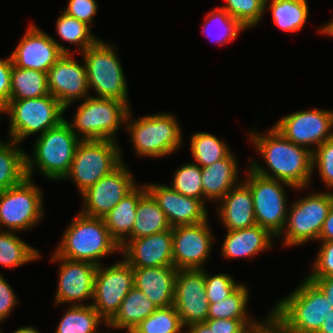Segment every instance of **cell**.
Segmentation results:
<instances>
[{
    "mask_svg": "<svg viewBox=\"0 0 333 333\" xmlns=\"http://www.w3.org/2000/svg\"><path fill=\"white\" fill-rule=\"evenodd\" d=\"M251 139L273 175L256 162H251L250 168L254 172L264 177L286 182L296 189L305 188L313 173L312 152L315 149H307L294 144L274 126L264 136L252 132Z\"/></svg>",
    "mask_w": 333,
    "mask_h": 333,
    "instance_id": "6da1fadb",
    "label": "cell"
},
{
    "mask_svg": "<svg viewBox=\"0 0 333 333\" xmlns=\"http://www.w3.org/2000/svg\"><path fill=\"white\" fill-rule=\"evenodd\" d=\"M274 308L277 327L283 333H317L333 310L323 292L308 278Z\"/></svg>",
    "mask_w": 333,
    "mask_h": 333,
    "instance_id": "7a4b0ae2",
    "label": "cell"
},
{
    "mask_svg": "<svg viewBox=\"0 0 333 333\" xmlns=\"http://www.w3.org/2000/svg\"><path fill=\"white\" fill-rule=\"evenodd\" d=\"M77 216L63 234L55 252L58 257L100 265L99 258L120 250L103 218L90 217L81 212Z\"/></svg>",
    "mask_w": 333,
    "mask_h": 333,
    "instance_id": "3957f363",
    "label": "cell"
},
{
    "mask_svg": "<svg viewBox=\"0 0 333 333\" xmlns=\"http://www.w3.org/2000/svg\"><path fill=\"white\" fill-rule=\"evenodd\" d=\"M81 140L66 119L39 135L33 153L34 160L26 154L27 177H32L33 168H35L33 166L36 164L46 178L65 179L71 169L77 145Z\"/></svg>",
    "mask_w": 333,
    "mask_h": 333,
    "instance_id": "277c9868",
    "label": "cell"
},
{
    "mask_svg": "<svg viewBox=\"0 0 333 333\" xmlns=\"http://www.w3.org/2000/svg\"><path fill=\"white\" fill-rule=\"evenodd\" d=\"M78 106L69 123L75 134L82 140H111L122 122H127L130 117V109L126 102L112 98H99L88 96ZM77 131V133H76ZM80 132V133H79Z\"/></svg>",
    "mask_w": 333,
    "mask_h": 333,
    "instance_id": "5b68a950",
    "label": "cell"
},
{
    "mask_svg": "<svg viewBox=\"0 0 333 333\" xmlns=\"http://www.w3.org/2000/svg\"><path fill=\"white\" fill-rule=\"evenodd\" d=\"M65 107L50 93L23 100H10L2 112L10 115V135L19 143L25 137L39 132L40 135L60 124Z\"/></svg>",
    "mask_w": 333,
    "mask_h": 333,
    "instance_id": "8992f818",
    "label": "cell"
},
{
    "mask_svg": "<svg viewBox=\"0 0 333 333\" xmlns=\"http://www.w3.org/2000/svg\"><path fill=\"white\" fill-rule=\"evenodd\" d=\"M118 145L111 140H81L74 153L71 169L65 176L75 181L81 194L110 174L123 161Z\"/></svg>",
    "mask_w": 333,
    "mask_h": 333,
    "instance_id": "52a82bcc",
    "label": "cell"
},
{
    "mask_svg": "<svg viewBox=\"0 0 333 333\" xmlns=\"http://www.w3.org/2000/svg\"><path fill=\"white\" fill-rule=\"evenodd\" d=\"M111 45L98 40L83 51L89 89L99 98H112L128 104L127 84L121 63Z\"/></svg>",
    "mask_w": 333,
    "mask_h": 333,
    "instance_id": "ba28073f",
    "label": "cell"
},
{
    "mask_svg": "<svg viewBox=\"0 0 333 333\" xmlns=\"http://www.w3.org/2000/svg\"><path fill=\"white\" fill-rule=\"evenodd\" d=\"M131 122L127 128L138 155L161 157L179 149L182 135L173 115L158 113Z\"/></svg>",
    "mask_w": 333,
    "mask_h": 333,
    "instance_id": "9c48e42d",
    "label": "cell"
},
{
    "mask_svg": "<svg viewBox=\"0 0 333 333\" xmlns=\"http://www.w3.org/2000/svg\"><path fill=\"white\" fill-rule=\"evenodd\" d=\"M245 183L250 187L256 223L268 229L275 237L283 234L288 214L283 184H290L264 177L251 168Z\"/></svg>",
    "mask_w": 333,
    "mask_h": 333,
    "instance_id": "30bf717a",
    "label": "cell"
},
{
    "mask_svg": "<svg viewBox=\"0 0 333 333\" xmlns=\"http://www.w3.org/2000/svg\"><path fill=\"white\" fill-rule=\"evenodd\" d=\"M333 203V193L311 194L293 203L288 210L284 245H301L318 240L324 221Z\"/></svg>",
    "mask_w": 333,
    "mask_h": 333,
    "instance_id": "8fae6325",
    "label": "cell"
},
{
    "mask_svg": "<svg viewBox=\"0 0 333 333\" xmlns=\"http://www.w3.org/2000/svg\"><path fill=\"white\" fill-rule=\"evenodd\" d=\"M40 189L26 177L21 183L0 192V226L12 230L33 227L43 215Z\"/></svg>",
    "mask_w": 333,
    "mask_h": 333,
    "instance_id": "7c38bea8",
    "label": "cell"
},
{
    "mask_svg": "<svg viewBox=\"0 0 333 333\" xmlns=\"http://www.w3.org/2000/svg\"><path fill=\"white\" fill-rule=\"evenodd\" d=\"M98 265L91 305L106 323L115 315L121 302L134 287V272L125 260L107 268Z\"/></svg>",
    "mask_w": 333,
    "mask_h": 333,
    "instance_id": "4fadbf2b",
    "label": "cell"
},
{
    "mask_svg": "<svg viewBox=\"0 0 333 333\" xmlns=\"http://www.w3.org/2000/svg\"><path fill=\"white\" fill-rule=\"evenodd\" d=\"M203 269H178L175 279L174 301L184 326L207 320L209 302Z\"/></svg>",
    "mask_w": 333,
    "mask_h": 333,
    "instance_id": "5bb4252c",
    "label": "cell"
},
{
    "mask_svg": "<svg viewBox=\"0 0 333 333\" xmlns=\"http://www.w3.org/2000/svg\"><path fill=\"white\" fill-rule=\"evenodd\" d=\"M123 162L110 174L82 193V214L104 218L135 187L133 178Z\"/></svg>",
    "mask_w": 333,
    "mask_h": 333,
    "instance_id": "9a60e30c",
    "label": "cell"
},
{
    "mask_svg": "<svg viewBox=\"0 0 333 333\" xmlns=\"http://www.w3.org/2000/svg\"><path fill=\"white\" fill-rule=\"evenodd\" d=\"M289 141L299 146L317 145L333 138V112L312 109L284 116L274 126Z\"/></svg>",
    "mask_w": 333,
    "mask_h": 333,
    "instance_id": "2e32d148",
    "label": "cell"
},
{
    "mask_svg": "<svg viewBox=\"0 0 333 333\" xmlns=\"http://www.w3.org/2000/svg\"><path fill=\"white\" fill-rule=\"evenodd\" d=\"M72 53L50 35L31 25L10 56L13 65L18 68L47 73L63 54Z\"/></svg>",
    "mask_w": 333,
    "mask_h": 333,
    "instance_id": "e0dca14e",
    "label": "cell"
},
{
    "mask_svg": "<svg viewBox=\"0 0 333 333\" xmlns=\"http://www.w3.org/2000/svg\"><path fill=\"white\" fill-rule=\"evenodd\" d=\"M207 222L172 228L173 267L177 270L202 268L213 240Z\"/></svg>",
    "mask_w": 333,
    "mask_h": 333,
    "instance_id": "ac0fdd59",
    "label": "cell"
},
{
    "mask_svg": "<svg viewBox=\"0 0 333 333\" xmlns=\"http://www.w3.org/2000/svg\"><path fill=\"white\" fill-rule=\"evenodd\" d=\"M120 250L132 268L173 267L172 228L122 242Z\"/></svg>",
    "mask_w": 333,
    "mask_h": 333,
    "instance_id": "d6986e66",
    "label": "cell"
},
{
    "mask_svg": "<svg viewBox=\"0 0 333 333\" xmlns=\"http://www.w3.org/2000/svg\"><path fill=\"white\" fill-rule=\"evenodd\" d=\"M49 93L67 109L77 98L87 97L89 90L86 65L81 66L71 54H63L47 72Z\"/></svg>",
    "mask_w": 333,
    "mask_h": 333,
    "instance_id": "ffe728a7",
    "label": "cell"
},
{
    "mask_svg": "<svg viewBox=\"0 0 333 333\" xmlns=\"http://www.w3.org/2000/svg\"><path fill=\"white\" fill-rule=\"evenodd\" d=\"M52 261L61 263L59 284L56 292V304L82 301L93 298L94 281L98 265L87 261L58 257L55 253Z\"/></svg>",
    "mask_w": 333,
    "mask_h": 333,
    "instance_id": "44dd1931",
    "label": "cell"
},
{
    "mask_svg": "<svg viewBox=\"0 0 333 333\" xmlns=\"http://www.w3.org/2000/svg\"><path fill=\"white\" fill-rule=\"evenodd\" d=\"M146 188L165 213L172 228L207 221V212L202 200L185 196L171 186L147 184Z\"/></svg>",
    "mask_w": 333,
    "mask_h": 333,
    "instance_id": "7402d4cb",
    "label": "cell"
},
{
    "mask_svg": "<svg viewBox=\"0 0 333 333\" xmlns=\"http://www.w3.org/2000/svg\"><path fill=\"white\" fill-rule=\"evenodd\" d=\"M134 287L142 291L157 308L173 305L175 267L133 268Z\"/></svg>",
    "mask_w": 333,
    "mask_h": 333,
    "instance_id": "603a6c76",
    "label": "cell"
},
{
    "mask_svg": "<svg viewBox=\"0 0 333 333\" xmlns=\"http://www.w3.org/2000/svg\"><path fill=\"white\" fill-rule=\"evenodd\" d=\"M242 183L233 187L221 199L219 216L227 231L241 230L257 224L250 187L245 182Z\"/></svg>",
    "mask_w": 333,
    "mask_h": 333,
    "instance_id": "cb8c5ba5",
    "label": "cell"
},
{
    "mask_svg": "<svg viewBox=\"0 0 333 333\" xmlns=\"http://www.w3.org/2000/svg\"><path fill=\"white\" fill-rule=\"evenodd\" d=\"M273 234L266 228L254 226L227 231L222 245V255L226 258L254 257L259 252L271 248Z\"/></svg>",
    "mask_w": 333,
    "mask_h": 333,
    "instance_id": "d4e9b609",
    "label": "cell"
},
{
    "mask_svg": "<svg viewBox=\"0 0 333 333\" xmlns=\"http://www.w3.org/2000/svg\"><path fill=\"white\" fill-rule=\"evenodd\" d=\"M237 163L231 152L223 159L201 167L204 199H222L237 182Z\"/></svg>",
    "mask_w": 333,
    "mask_h": 333,
    "instance_id": "484cf974",
    "label": "cell"
},
{
    "mask_svg": "<svg viewBox=\"0 0 333 333\" xmlns=\"http://www.w3.org/2000/svg\"><path fill=\"white\" fill-rule=\"evenodd\" d=\"M146 192V186L135 187L103 218L111 237L119 245L127 242L125 236L132 232L139 200Z\"/></svg>",
    "mask_w": 333,
    "mask_h": 333,
    "instance_id": "4316f807",
    "label": "cell"
},
{
    "mask_svg": "<svg viewBox=\"0 0 333 333\" xmlns=\"http://www.w3.org/2000/svg\"><path fill=\"white\" fill-rule=\"evenodd\" d=\"M156 309V305L142 291L133 287L121 302L119 310L106 324L117 329L138 326Z\"/></svg>",
    "mask_w": 333,
    "mask_h": 333,
    "instance_id": "83f0119b",
    "label": "cell"
},
{
    "mask_svg": "<svg viewBox=\"0 0 333 333\" xmlns=\"http://www.w3.org/2000/svg\"><path fill=\"white\" fill-rule=\"evenodd\" d=\"M136 213L132 232L129 235L130 240L172 228L165 213L148 191L140 198Z\"/></svg>",
    "mask_w": 333,
    "mask_h": 333,
    "instance_id": "f1b7e54d",
    "label": "cell"
},
{
    "mask_svg": "<svg viewBox=\"0 0 333 333\" xmlns=\"http://www.w3.org/2000/svg\"><path fill=\"white\" fill-rule=\"evenodd\" d=\"M11 143L0 142V192L21 183L26 177V152Z\"/></svg>",
    "mask_w": 333,
    "mask_h": 333,
    "instance_id": "f546056e",
    "label": "cell"
},
{
    "mask_svg": "<svg viewBox=\"0 0 333 333\" xmlns=\"http://www.w3.org/2000/svg\"><path fill=\"white\" fill-rule=\"evenodd\" d=\"M48 94L47 73L12 66L10 100L39 98Z\"/></svg>",
    "mask_w": 333,
    "mask_h": 333,
    "instance_id": "4dcf8cb0",
    "label": "cell"
},
{
    "mask_svg": "<svg viewBox=\"0 0 333 333\" xmlns=\"http://www.w3.org/2000/svg\"><path fill=\"white\" fill-rule=\"evenodd\" d=\"M272 11L274 23L282 30L294 32L302 29L308 18L307 0H265V8Z\"/></svg>",
    "mask_w": 333,
    "mask_h": 333,
    "instance_id": "1f68e13d",
    "label": "cell"
},
{
    "mask_svg": "<svg viewBox=\"0 0 333 333\" xmlns=\"http://www.w3.org/2000/svg\"><path fill=\"white\" fill-rule=\"evenodd\" d=\"M104 320L90 304L71 305L61 319L55 333H100L96 329Z\"/></svg>",
    "mask_w": 333,
    "mask_h": 333,
    "instance_id": "d6a6232c",
    "label": "cell"
},
{
    "mask_svg": "<svg viewBox=\"0 0 333 333\" xmlns=\"http://www.w3.org/2000/svg\"><path fill=\"white\" fill-rule=\"evenodd\" d=\"M38 250L25 243L11 231L0 230V264L15 268L39 258Z\"/></svg>",
    "mask_w": 333,
    "mask_h": 333,
    "instance_id": "836d02e7",
    "label": "cell"
},
{
    "mask_svg": "<svg viewBox=\"0 0 333 333\" xmlns=\"http://www.w3.org/2000/svg\"><path fill=\"white\" fill-rule=\"evenodd\" d=\"M190 145L194 161L200 167L211 165L231 152L225 142L206 132L195 133Z\"/></svg>",
    "mask_w": 333,
    "mask_h": 333,
    "instance_id": "e575fe53",
    "label": "cell"
},
{
    "mask_svg": "<svg viewBox=\"0 0 333 333\" xmlns=\"http://www.w3.org/2000/svg\"><path fill=\"white\" fill-rule=\"evenodd\" d=\"M247 287L241 284L232 294L216 303H209L207 319H248ZM248 316V317H247Z\"/></svg>",
    "mask_w": 333,
    "mask_h": 333,
    "instance_id": "d590c367",
    "label": "cell"
},
{
    "mask_svg": "<svg viewBox=\"0 0 333 333\" xmlns=\"http://www.w3.org/2000/svg\"><path fill=\"white\" fill-rule=\"evenodd\" d=\"M89 26L63 12L57 20L56 28L61 39L80 46L83 52L99 40L91 35L92 26Z\"/></svg>",
    "mask_w": 333,
    "mask_h": 333,
    "instance_id": "8d00e7d4",
    "label": "cell"
},
{
    "mask_svg": "<svg viewBox=\"0 0 333 333\" xmlns=\"http://www.w3.org/2000/svg\"><path fill=\"white\" fill-rule=\"evenodd\" d=\"M207 21L204 22V32L207 36H211L210 39L215 42H218L223 46V43L230 42L231 40L237 38L238 32L244 30L245 28L234 18H232L224 9L216 8L213 11L209 12L206 17ZM217 23L219 29L217 30V34H213L210 28L212 22ZM212 23V24H213ZM214 27V28H216ZM213 28V26H212Z\"/></svg>",
    "mask_w": 333,
    "mask_h": 333,
    "instance_id": "74e56055",
    "label": "cell"
},
{
    "mask_svg": "<svg viewBox=\"0 0 333 333\" xmlns=\"http://www.w3.org/2000/svg\"><path fill=\"white\" fill-rule=\"evenodd\" d=\"M138 327L146 333H183L181 328L184 325L172 305L165 308H157Z\"/></svg>",
    "mask_w": 333,
    "mask_h": 333,
    "instance_id": "f35d334b",
    "label": "cell"
},
{
    "mask_svg": "<svg viewBox=\"0 0 333 333\" xmlns=\"http://www.w3.org/2000/svg\"><path fill=\"white\" fill-rule=\"evenodd\" d=\"M171 187L185 196L204 201L201 167L196 162L181 166L175 172Z\"/></svg>",
    "mask_w": 333,
    "mask_h": 333,
    "instance_id": "ab89813d",
    "label": "cell"
},
{
    "mask_svg": "<svg viewBox=\"0 0 333 333\" xmlns=\"http://www.w3.org/2000/svg\"><path fill=\"white\" fill-rule=\"evenodd\" d=\"M223 7L232 18L244 28H250L260 22L265 12V0H226Z\"/></svg>",
    "mask_w": 333,
    "mask_h": 333,
    "instance_id": "60d3db41",
    "label": "cell"
},
{
    "mask_svg": "<svg viewBox=\"0 0 333 333\" xmlns=\"http://www.w3.org/2000/svg\"><path fill=\"white\" fill-rule=\"evenodd\" d=\"M241 284H237L227 274L210 276L205 273V289L209 303H216L232 294Z\"/></svg>",
    "mask_w": 333,
    "mask_h": 333,
    "instance_id": "b9f144b4",
    "label": "cell"
},
{
    "mask_svg": "<svg viewBox=\"0 0 333 333\" xmlns=\"http://www.w3.org/2000/svg\"><path fill=\"white\" fill-rule=\"evenodd\" d=\"M317 166H316V165ZM318 168L321 179L333 187V138L326 140L312 152V169Z\"/></svg>",
    "mask_w": 333,
    "mask_h": 333,
    "instance_id": "7bdbcfd3",
    "label": "cell"
},
{
    "mask_svg": "<svg viewBox=\"0 0 333 333\" xmlns=\"http://www.w3.org/2000/svg\"><path fill=\"white\" fill-rule=\"evenodd\" d=\"M313 268L307 278H323L333 276V241L322 242Z\"/></svg>",
    "mask_w": 333,
    "mask_h": 333,
    "instance_id": "ee69618b",
    "label": "cell"
},
{
    "mask_svg": "<svg viewBox=\"0 0 333 333\" xmlns=\"http://www.w3.org/2000/svg\"><path fill=\"white\" fill-rule=\"evenodd\" d=\"M98 5L95 0H69L64 13L89 25L96 14Z\"/></svg>",
    "mask_w": 333,
    "mask_h": 333,
    "instance_id": "f6af8a7d",
    "label": "cell"
},
{
    "mask_svg": "<svg viewBox=\"0 0 333 333\" xmlns=\"http://www.w3.org/2000/svg\"><path fill=\"white\" fill-rule=\"evenodd\" d=\"M252 319H207L204 323L214 333H240L247 325L253 323Z\"/></svg>",
    "mask_w": 333,
    "mask_h": 333,
    "instance_id": "bcb514c9",
    "label": "cell"
},
{
    "mask_svg": "<svg viewBox=\"0 0 333 333\" xmlns=\"http://www.w3.org/2000/svg\"><path fill=\"white\" fill-rule=\"evenodd\" d=\"M13 62L11 56L8 59H0V108L2 109L11 96V71Z\"/></svg>",
    "mask_w": 333,
    "mask_h": 333,
    "instance_id": "7dc6e473",
    "label": "cell"
},
{
    "mask_svg": "<svg viewBox=\"0 0 333 333\" xmlns=\"http://www.w3.org/2000/svg\"><path fill=\"white\" fill-rule=\"evenodd\" d=\"M16 303L17 299L12 287L0 274V321L10 314Z\"/></svg>",
    "mask_w": 333,
    "mask_h": 333,
    "instance_id": "c3c4849f",
    "label": "cell"
},
{
    "mask_svg": "<svg viewBox=\"0 0 333 333\" xmlns=\"http://www.w3.org/2000/svg\"><path fill=\"white\" fill-rule=\"evenodd\" d=\"M264 323L256 322V320L247 325L240 333H272L277 328V319L274 311L269 314Z\"/></svg>",
    "mask_w": 333,
    "mask_h": 333,
    "instance_id": "681fc988",
    "label": "cell"
},
{
    "mask_svg": "<svg viewBox=\"0 0 333 333\" xmlns=\"http://www.w3.org/2000/svg\"><path fill=\"white\" fill-rule=\"evenodd\" d=\"M308 279L311 280L323 292L333 307V276Z\"/></svg>",
    "mask_w": 333,
    "mask_h": 333,
    "instance_id": "f907efd6",
    "label": "cell"
},
{
    "mask_svg": "<svg viewBox=\"0 0 333 333\" xmlns=\"http://www.w3.org/2000/svg\"><path fill=\"white\" fill-rule=\"evenodd\" d=\"M318 240H322V242L333 241V203L324 221Z\"/></svg>",
    "mask_w": 333,
    "mask_h": 333,
    "instance_id": "816d5d0a",
    "label": "cell"
},
{
    "mask_svg": "<svg viewBox=\"0 0 333 333\" xmlns=\"http://www.w3.org/2000/svg\"><path fill=\"white\" fill-rule=\"evenodd\" d=\"M187 327H189L188 333H214V331L211 330L204 322L194 323Z\"/></svg>",
    "mask_w": 333,
    "mask_h": 333,
    "instance_id": "f5cc1de1",
    "label": "cell"
},
{
    "mask_svg": "<svg viewBox=\"0 0 333 333\" xmlns=\"http://www.w3.org/2000/svg\"><path fill=\"white\" fill-rule=\"evenodd\" d=\"M317 333H333V310L325 317V321Z\"/></svg>",
    "mask_w": 333,
    "mask_h": 333,
    "instance_id": "db71d44e",
    "label": "cell"
},
{
    "mask_svg": "<svg viewBox=\"0 0 333 333\" xmlns=\"http://www.w3.org/2000/svg\"><path fill=\"white\" fill-rule=\"evenodd\" d=\"M13 333H40V332L37 329L28 326V327H22L14 331Z\"/></svg>",
    "mask_w": 333,
    "mask_h": 333,
    "instance_id": "11a10c76",
    "label": "cell"
},
{
    "mask_svg": "<svg viewBox=\"0 0 333 333\" xmlns=\"http://www.w3.org/2000/svg\"><path fill=\"white\" fill-rule=\"evenodd\" d=\"M328 34V35H332L333 36V19L331 22H329V24H327L322 30L320 29L319 32Z\"/></svg>",
    "mask_w": 333,
    "mask_h": 333,
    "instance_id": "9f6ffc18",
    "label": "cell"
},
{
    "mask_svg": "<svg viewBox=\"0 0 333 333\" xmlns=\"http://www.w3.org/2000/svg\"><path fill=\"white\" fill-rule=\"evenodd\" d=\"M128 329L129 333H146L143 330H141L138 326L134 327H127L126 330Z\"/></svg>",
    "mask_w": 333,
    "mask_h": 333,
    "instance_id": "6f0895ef",
    "label": "cell"
},
{
    "mask_svg": "<svg viewBox=\"0 0 333 333\" xmlns=\"http://www.w3.org/2000/svg\"><path fill=\"white\" fill-rule=\"evenodd\" d=\"M272 333H283L278 327Z\"/></svg>",
    "mask_w": 333,
    "mask_h": 333,
    "instance_id": "680465c9",
    "label": "cell"
}]
</instances>
